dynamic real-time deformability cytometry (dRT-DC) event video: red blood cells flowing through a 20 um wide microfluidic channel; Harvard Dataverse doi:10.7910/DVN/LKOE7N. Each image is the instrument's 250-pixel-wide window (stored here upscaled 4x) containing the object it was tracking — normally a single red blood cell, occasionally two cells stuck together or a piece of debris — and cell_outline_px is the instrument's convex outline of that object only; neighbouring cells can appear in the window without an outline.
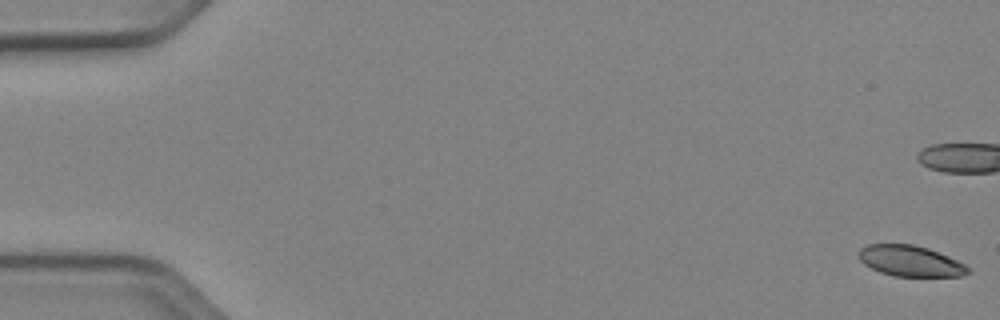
{"species": "Egyptian fruit bat (a non-hibernating species)", "species_latin": "Rousettus aegyptiacus", "temperature_condition": "cold", "stored_images_in_passage": 54, "camera_frame_rate_fps": 3000, "um_per_image_px": 0.085, "animal": {"sex": "female"}, "frame": {"image": 1, "passage_image": 1, "time_ms": 0.0, "image_size_px": [1000, 320], "cell_outline_px": [[972, 272], [960, 276], [892, 276], [880, 272], [864, 264], [860, 260], [860, 248], [868, 244], [912, 244], [928, 248], [948, 256], [972, 268]], "centroid_in_image_um": [77.41, 22.19], "position_along_channel_um": 7.6, "area_um2": 19.59}}
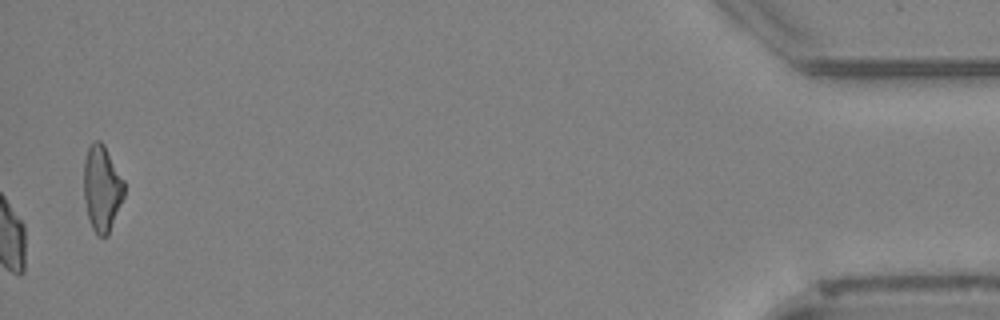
{"frame": {"image": 2, "passage_image": 54, "time_ms": 17.667, "image_size_px": [1000, 320], "cell_outline_px": [[124, 196], [108, 236], [96, 236], [92, 228], [88, 216], [84, 200], [84, 160], [88, 148], [96, 140], [100, 140], [104, 144], [124, 180]], "centroid_in_image_um": [8.66, 16.02], "position_along_channel_um": 426.5, "area_um2": 20.23}, "authors_computed_cell_mechanics": {"area_um2": 21.386, "velocity_mm_per_s": 3.9086, "shape_relaxation_time_tau1_ms": 5.1177, "shape_relaxation_time_tau2_ms": 4.2888, "deformation_change_tau1": 0.1288, "deformation_change_tau2": 0.0805}}